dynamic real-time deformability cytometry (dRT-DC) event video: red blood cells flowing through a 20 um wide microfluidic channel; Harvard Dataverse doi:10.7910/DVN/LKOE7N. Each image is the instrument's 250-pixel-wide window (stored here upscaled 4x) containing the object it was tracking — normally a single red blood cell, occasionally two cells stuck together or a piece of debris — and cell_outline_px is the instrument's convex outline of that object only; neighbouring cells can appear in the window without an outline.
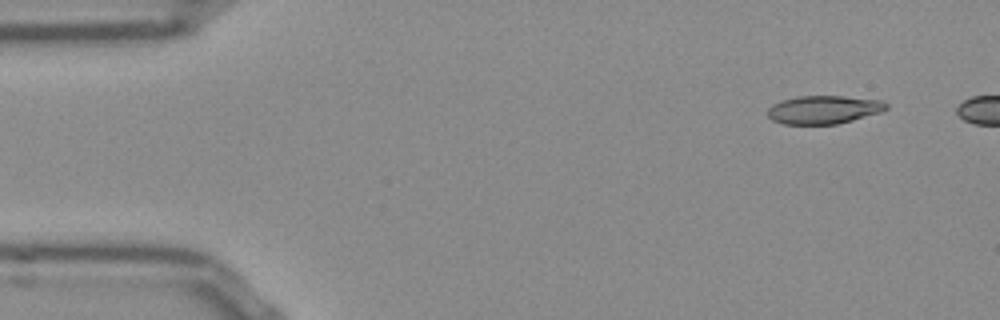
{"species": "Egyptian fruit bat (a non-hibernating species)", "species_latin": "Rousettus aegyptiacus", "temperature_condition": "room temperature", "stored_images_in_passage": 43, "camera_frame_rate_fps": 3000, "um_per_image_px": 0.085, "frame": {"image": 1, "passage_image": 1, "time_ms": 0.0, "image_size_px": [1000, 320], "cell_outline_px": [[888, 108], [880, 112], [852, 120], [836, 124], [784, 124], [772, 120], [768, 116], [768, 108], [772, 104], [780, 100], [796, 96], [844, 96], [880, 100], [888, 104]], "centroid_in_image_um": [69.98, 9.31], "position_along_channel_um": 15.0, "area_um2": 19.54}}
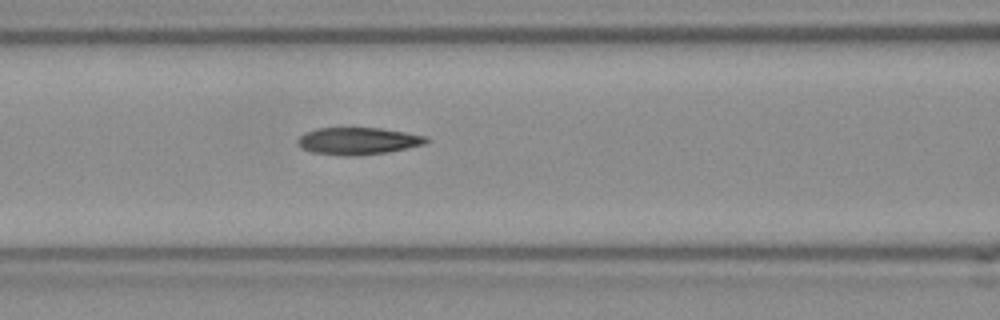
{"frame": {"image": 2, "passage_image": 18, "time_ms": 5.667, "image_size_px": [1000, 320], "cell_outline_px": [[428, 140], [424, 144], [388, 152], [356, 156], [348, 156], [312, 152], [304, 148], [296, 140], [304, 132], [316, 128], [380, 128], [428, 136]], "centroid_in_image_um": [30.43, 11.98], "position_along_channel_um": 136.2, "area_um2": 20.17}}
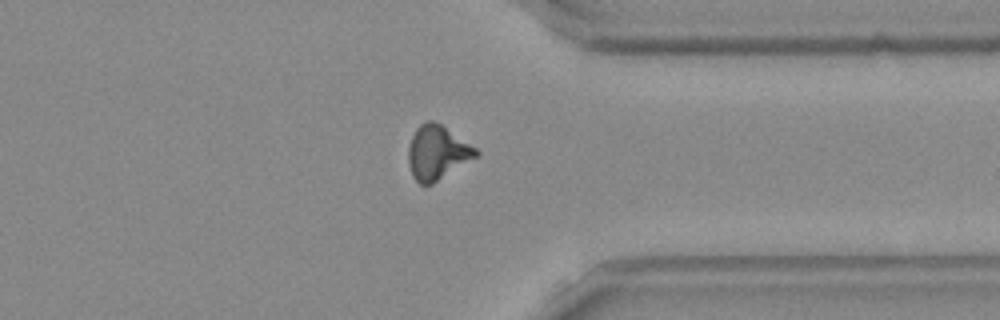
{"frame": {"image": 3, "passage_image": 37, "time_ms": 12.0, "image_size_px": [1000, 320], "cell_outline_px": [[480, 152], [476, 156], [432, 184], [420, 184], [412, 176], [408, 160], [408, 148], [412, 136], [416, 128], [424, 120], [432, 120], [440, 124], [476, 148]], "centroid_in_image_um": [37.12, 12.95], "position_along_channel_um": 374.3, "area_um2": 20.92}, "authors_computed_cell_mechanics": {"area_um2": 20.23, "velocity_mm_per_s": 3.8467, "shape_relaxation_time_tau1_ms": null, "shape_relaxation_time_tau2_ms": 3.8241, "deformation_change_tau1": null, "deformation_change_tau2": 0.1187}}